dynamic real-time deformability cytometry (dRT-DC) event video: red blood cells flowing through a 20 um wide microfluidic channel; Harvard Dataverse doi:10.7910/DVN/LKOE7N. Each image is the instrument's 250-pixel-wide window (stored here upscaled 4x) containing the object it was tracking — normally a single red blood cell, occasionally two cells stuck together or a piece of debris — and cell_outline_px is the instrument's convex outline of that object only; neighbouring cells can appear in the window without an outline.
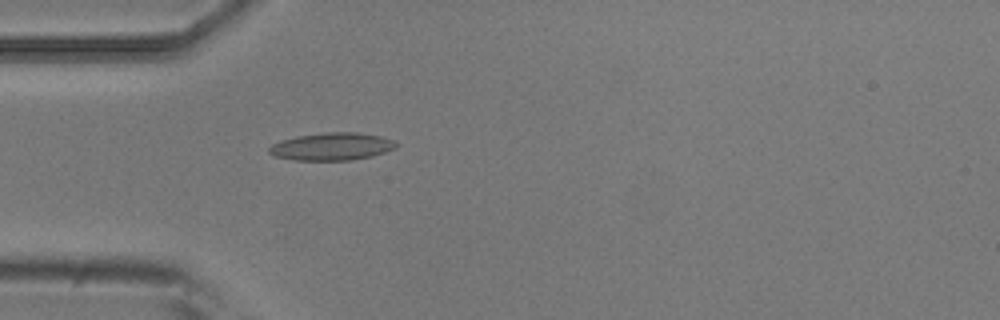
{"species": "common noctule bat (a hibernating species)", "species_latin": "Nyctalus noctula", "temperature_condition": "room temperature", "stored_images_in_passage": 4, "camera_frame_rate_fps": 3000, "um_per_image_px": 0.085, "animal": {"sex": "male", "body_mass_g": 20.5, "forearm_length_mm": 52.5}, "frame": {"image": 1, "passage_image": 4, "time_ms": 1.0, "image_size_px": [1000, 320], "cell_outline_px": [[400, 144], [396, 148], [372, 156], [352, 160], [296, 160], [276, 156], [268, 152], [268, 148], [272, 144], [280, 140], [296, 136], [328, 132], [356, 132], [380, 136], [392, 140]], "centroid_in_image_um": [28.21, 12.45], "position_along_channel_um": 56.8, "area_um2": 20.4}}